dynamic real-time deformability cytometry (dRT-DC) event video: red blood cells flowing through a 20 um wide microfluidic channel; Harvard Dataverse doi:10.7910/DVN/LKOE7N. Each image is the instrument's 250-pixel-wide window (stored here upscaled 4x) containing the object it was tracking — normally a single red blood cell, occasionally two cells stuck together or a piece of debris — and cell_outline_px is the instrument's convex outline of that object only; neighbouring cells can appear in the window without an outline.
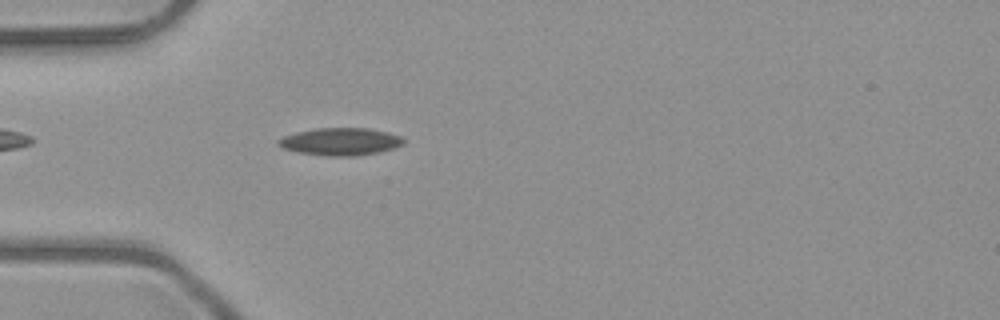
{"species": "common noctule bat (a hibernating species)", "species_latin": "Nyctalus noctula", "temperature_condition": "room temperature", "stored_images_in_passage": 39, "camera_frame_rate_fps": 3000, "um_per_image_px": 0.085, "animal": {"sex": "male", "body_mass_g": 23.1, "forearm_length_mm": 52.7}, "frame": {"image": 1, "passage_image": 3, "time_ms": 0.667, "image_size_px": [1000, 320], "cell_outline_px": [[404, 144], [396, 148], [380, 152], [356, 156], [328, 156], [296, 152], [284, 148], [276, 144], [276, 140], [284, 136], [296, 132], [316, 128], [368, 128], [388, 132], [400, 136], [404, 140]], "centroid_in_image_um": [28.94, 12.04], "position_along_channel_um": 56.1, "area_um2": 20.23}}
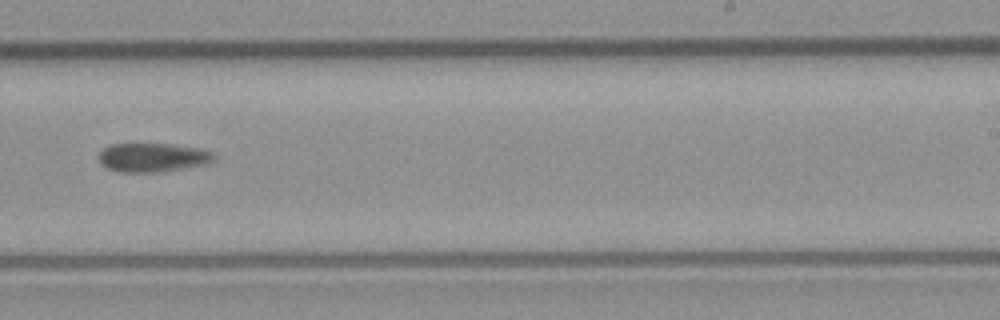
{"frame": {"image": 2, "passage_image": 20, "time_ms": 6.333, "image_size_px": [1000, 320], "cell_outline_px": [[216, 160], [212, 164], [156, 172], [120, 172], [108, 168], [100, 164], [100, 152], [104, 148], [112, 144], [132, 140], [172, 144], [196, 148], [212, 152], [216, 156]], "centroid_in_image_um": [12.98, 13.34], "position_along_channel_um": 276.0, "area_um2": 20.29}}
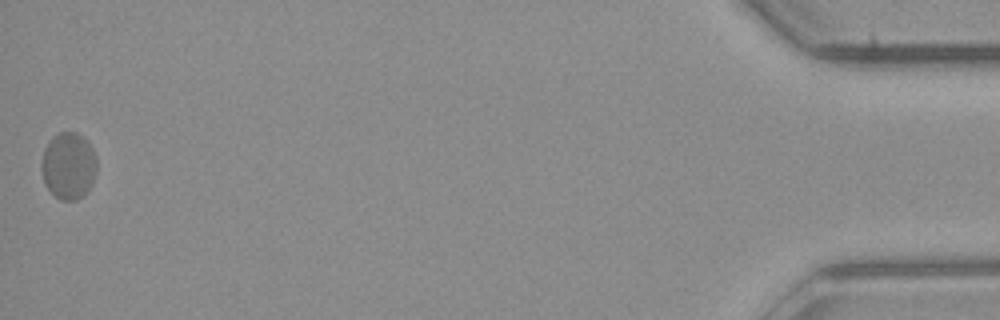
{"frame": {"image": 3, "passage_image": 39, "time_ms": 12.667, "image_size_px": [1000, 320], "cell_outline_px": [[96, 172], [92, 184], [76, 200], [60, 200], [44, 184], [40, 168], [40, 164], [44, 148], [48, 140], [52, 136], [60, 132], [76, 132], [84, 136], [88, 140], [96, 156]], "centroid_in_image_um": [5.8, 14.05], "position_along_channel_um": 429.4, "area_um2": 21.79}}